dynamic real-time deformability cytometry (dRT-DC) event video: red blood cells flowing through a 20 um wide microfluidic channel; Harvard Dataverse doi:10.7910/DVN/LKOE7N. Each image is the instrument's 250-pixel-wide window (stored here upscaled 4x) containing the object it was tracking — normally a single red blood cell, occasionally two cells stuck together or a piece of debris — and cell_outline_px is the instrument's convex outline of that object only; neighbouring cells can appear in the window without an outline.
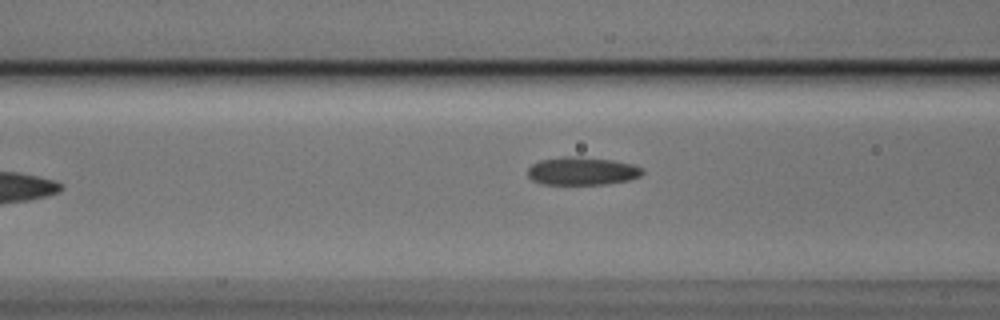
{"species": "Egyptian fruit bat (a non-hibernating species)", "species_latin": "Rousettus aegyptiacus", "temperature_condition": "cold", "stored_images_in_passage": 7, "camera_frame_rate_fps": 3000, "um_per_image_px": 0.085, "animal": {"sex": "male"}, "frame": {"image": 1, "passage_image": 6, "time_ms": 1.667, "image_size_px": [1000, 320], "cell_outline_px": [[644, 172], [640, 176], [628, 180], [604, 184], [540, 184], [532, 180], [528, 176], [528, 168], [532, 164], [540, 160], [564, 156], [580, 156], [612, 160], [632, 164], [644, 168]], "centroid_in_image_um": [49.47, 14.53], "position_along_channel_um": 117.1, "area_um2": 18.84}}
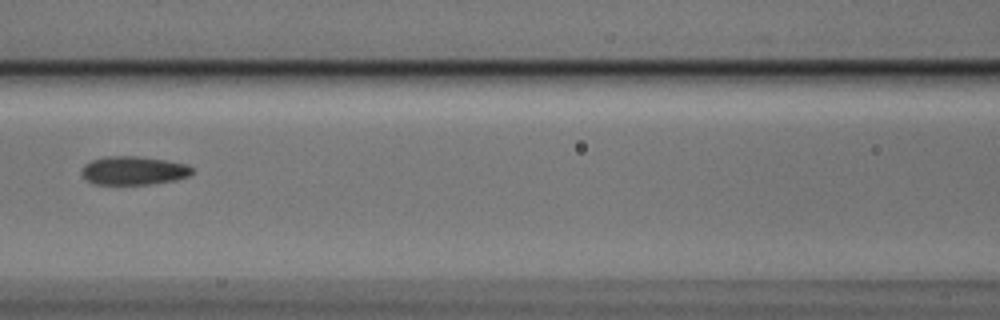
{"frame": {"image": 2, "passage_image": 7, "time_ms": 2.0, "image_size_px": [1000, 320], "cell_outline_px": [[192, 172], [188, 176], [176, 180], [148, 184], [92, 184], [84, 180], [80, 172], [84, 164], [92, 160], [104, 156], [136, 156], [164, 160], [188, 164], [192, 168]], "centroid_in_image_um": [11.29, 14.5], "position_along_channel_um": 155.3, "area_um2": 18.5}}